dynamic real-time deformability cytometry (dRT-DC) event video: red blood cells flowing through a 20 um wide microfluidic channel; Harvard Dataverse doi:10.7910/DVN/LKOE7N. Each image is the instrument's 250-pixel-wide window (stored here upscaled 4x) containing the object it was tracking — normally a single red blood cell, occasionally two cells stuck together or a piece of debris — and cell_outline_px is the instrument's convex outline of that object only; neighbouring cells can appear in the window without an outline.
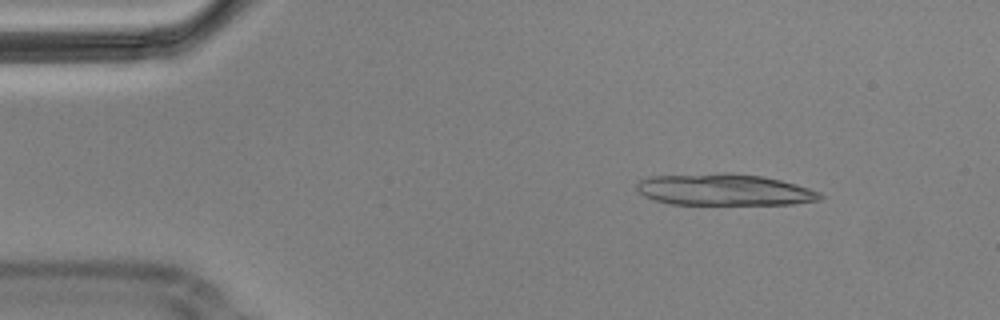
{"species": "Egyptian fruit bat (a non-hibernating species)", "species_latin": "Rousettus aegyptiacus", "temperature_condition": "cold", "stored_images_in_passage": 3, "camera_frame_rate_fps": 3000, "um_per_image_px": 0.085, "animal": {"sex": "male"}, "frame": {"image": 1, "passage_image": 2, "time_ms": 0.333, "image_size_px": [1000, 320], "cell_outline_px": [[824, 196], [820, 200], [792, 204], [672, 204], [652, 200], [644, 196], [636, 188], [636, 184], [640, 180], [648, 176], [728, 172], [760, 176], [780, 180], [796, 184], [820, 192]], "centroid_in_image_um": [61.53, 16.12], "position_along_channel_um": 23.5, "area_um2": 33.87}}